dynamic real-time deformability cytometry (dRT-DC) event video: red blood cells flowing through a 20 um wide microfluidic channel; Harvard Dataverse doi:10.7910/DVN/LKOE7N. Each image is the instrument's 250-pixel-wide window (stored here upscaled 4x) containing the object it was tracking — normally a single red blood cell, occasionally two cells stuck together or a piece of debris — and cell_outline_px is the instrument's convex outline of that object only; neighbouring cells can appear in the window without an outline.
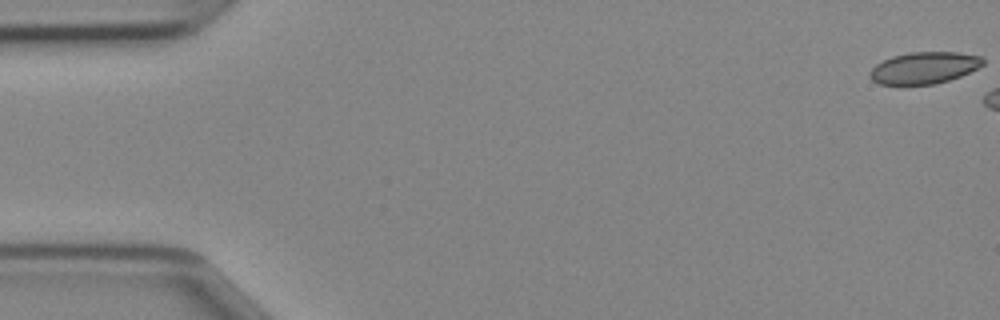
{"species": "Egyptian fruit bat (a non-hibernating species)", "species_latin": "Rousettus aegyptiacus", "temperature_condition": "cold", "stored_images_in_passage": 6, "camera_frame_rate_fps": 3000, "um_per_image_px": 0.085, "animal": {"sex": "female"}, "frame": {"image": 1, "passage_image": 1, "time_ms": 0.0, "image_size_px": [1000, 320], "cell_outline_px": [[984, 64], [960, 76], [936, 84], [880, 84], [872, 80], [868, 76], [868, 72], [876, 64], [892, 56], [908, 52], [960, 52], [984, 56]], "centroid_in_image_um": [78.55, 5.75], "position_along_channel_um": 6.4, "area_um2": 20.98}}